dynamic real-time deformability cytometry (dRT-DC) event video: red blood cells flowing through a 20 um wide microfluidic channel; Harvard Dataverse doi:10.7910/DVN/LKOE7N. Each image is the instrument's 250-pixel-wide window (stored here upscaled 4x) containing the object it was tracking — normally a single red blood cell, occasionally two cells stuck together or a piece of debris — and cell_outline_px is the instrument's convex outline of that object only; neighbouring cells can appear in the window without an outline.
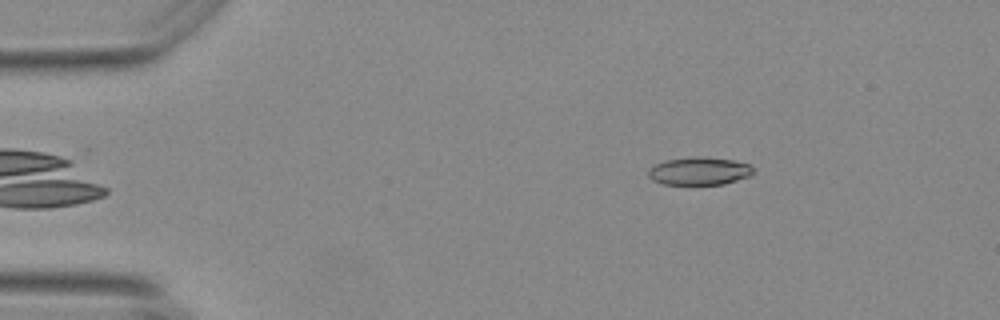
{"species": "Egyptian fruit bat (a non-hibernating species)", "species_latin": "Rousettus aegyptiacus", "temperature_condition": "warm", "stored_images_in_passage": 36, "camera_frame_rate_fps": 3000, "um_per_image_px": 0.085, "animal": {"sex": "female"}, "frame": {"image": 1, "passage_image": 2, "time_ms": 0.333, "image_size_px": [1000, 320], "cell_outline_px": [[756, 172], [748, 176], [724, 184], [664, 184], [652, 180], [648, 176], [648, 168], [656, 164], [668, 160], [696, 156], [700, 156], [732, 160], [748, 164]], "centroid_in_image_um": [59.42, 14.54], "position_along_channel_um": 25.6, "area_um2": 16.88}}
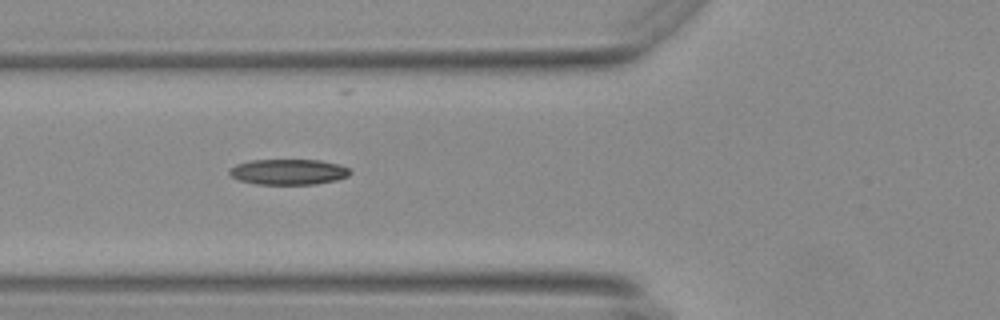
{"frame": {"image": 2, "passage_image": 14, "time_ms": 4.333, "image_size_px": [1000, 320], "cell_outline_px": [[352, 172], [348, 176], [336, 180], [312, 184], [256, 184], [240, 180], [232, 176], [228, 172], [236, 164], [252, 160], [320, 160], [340, 164], [348, 168]], "centroid_in_image_um": [24.55, 14.6], "position_along_channel_um": 101.3, "area_um2": 17.86}}
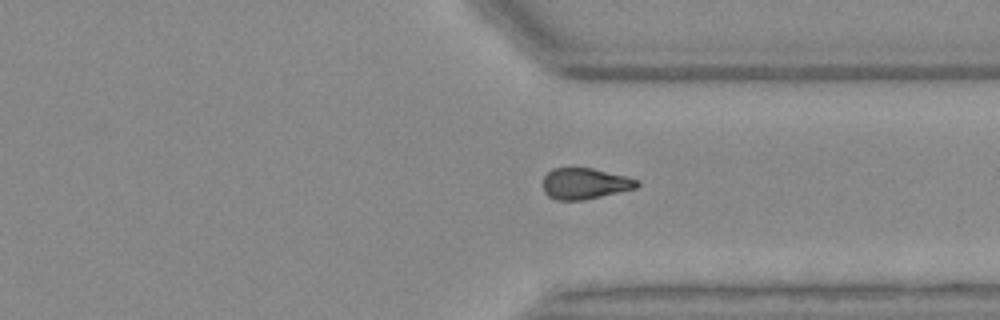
{"frame": {"image": 3, "passage_image": 35, "time_ms": 11.333, "image_size_px": [1000, 320], "cell_outline_px": [[640, 184], [636, 188], [584, 200], [556, 200], [548, 196], [544, 192], [544, 176], [552, 168], [592, 168], [624, 176], [636, 180]], "centroid_in_image_um": [49.68, 15.61], "position_along_channel_um": 361.7, "area_um2": 16.82}}